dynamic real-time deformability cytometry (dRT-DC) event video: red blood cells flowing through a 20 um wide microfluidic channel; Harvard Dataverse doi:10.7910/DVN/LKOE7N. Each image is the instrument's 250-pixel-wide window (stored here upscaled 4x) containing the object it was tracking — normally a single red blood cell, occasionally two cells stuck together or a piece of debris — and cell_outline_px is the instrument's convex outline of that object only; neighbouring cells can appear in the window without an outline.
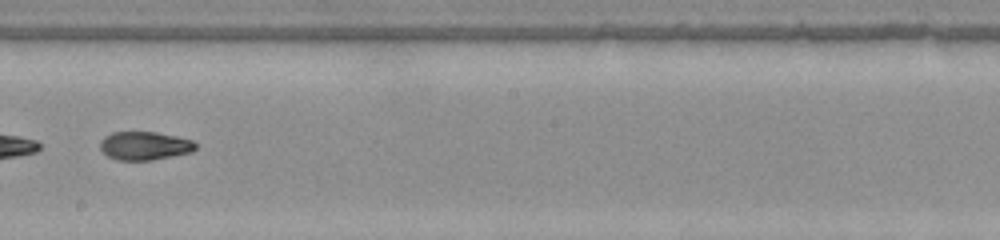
{"species": "common noctule bat (a hibernating species)", "species_latin": "Nyctalus noctula", "temperature_condition": "warm", "stored_images_in_passage": 37, "segment_of_instrument_passage": [2, 2], "camera_frame_rate_fps": 3000, "um_per_image_px": 0.085, "animal": {"sex": "female", "body_mass_g": 22.0, "forearm_length_mm": 56.7}, "frame": {"image": 1, "passage_image": 16, "time_ms": 5.0, "image_size_px": [1000, 240], "cell_outline_px": [[196, 148], [192, 152], [152, 160], [116, 160], [108, 156], [100, 148], [100, 140], [104, 136], [112, 132], [156, 132], [176, 136], [192, 140], [196, 144]], "centroid_in_image_um": [12.28, 12.39], "position_along_channel_um": 235.9, "area_um2": 15.84}}
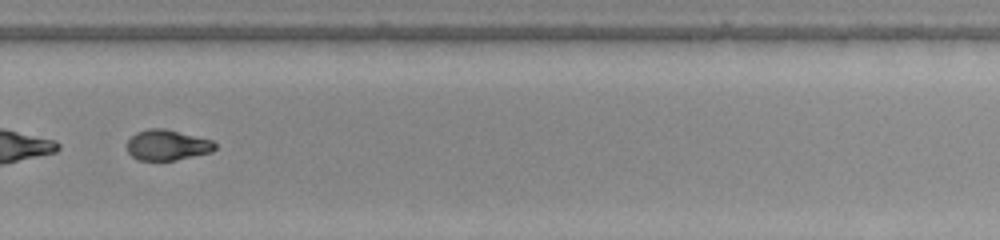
{"frame": {"image": 2, "passage_image": 22, "time_ms": 7.0, "image_size_px": [1000, 240], "cell_outline_px": [[216, 148], [212, 152], [176, 160], [136, 160], [128, 152], [128, 140], [136, 132], [148, 128], [164, 128], [212, 140], [216, 144]], "centroid_in_image_um": [14.22, 12.33], "position_along_channel_um": 315.6, "area_um2": 15.66}}